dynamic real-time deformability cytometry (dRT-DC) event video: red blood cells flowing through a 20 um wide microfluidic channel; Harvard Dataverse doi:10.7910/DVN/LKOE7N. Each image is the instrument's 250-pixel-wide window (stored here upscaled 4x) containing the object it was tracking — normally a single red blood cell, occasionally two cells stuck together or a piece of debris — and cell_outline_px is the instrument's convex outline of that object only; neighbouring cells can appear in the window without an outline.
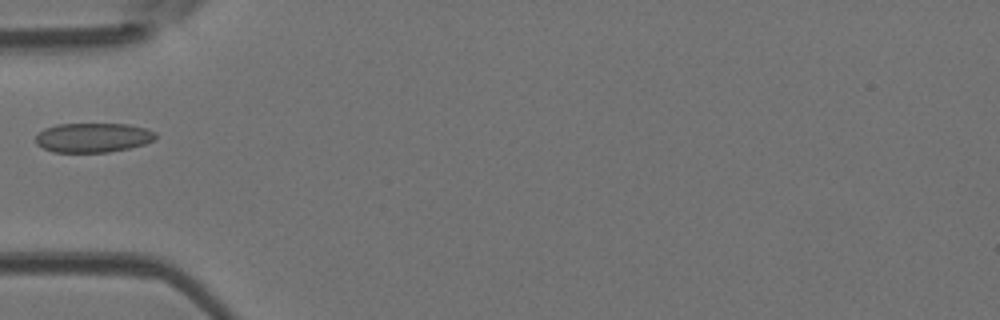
{"species": "Egyptian fruit bat (a non-hibernating species)", "species_latin": "Rousettus aegyptiacus", "temperature_condition": "room temperature", "stored_images_in_passage": 35, "camera_frame_rate_fps": 3000, "um_per_image_px": 0.085, "animal": {"sex": "female"}, "frame": {"image": 1, "passage_image": 1, "time_ms": 0.0, "image_size_px": [1000, 320], "cell_outline_px": [[156, 136], [152, 140], [144, 144], [128, 148], [108, 152], [52, 152], [36, 144], [36, 136], [44, 128], [56, 124], [128, 124], [144, 128], [156, 132]], "centroid_in_image_um": [7.88, 11.69], "position_along_channel_um": 77.1, "area_um2": 20.46}}
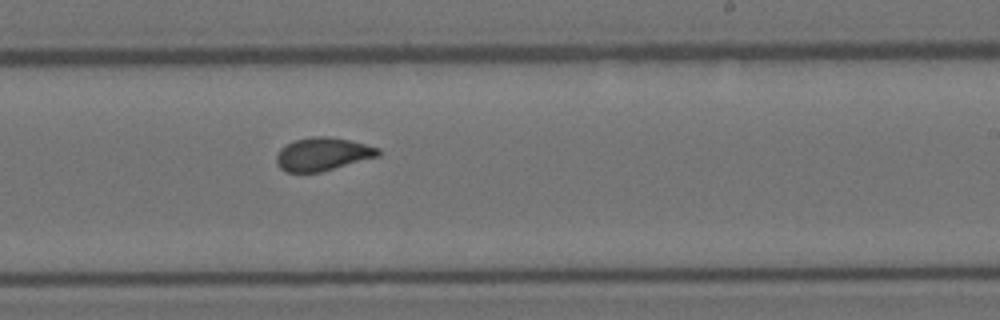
{"frame": {"image": 2, "passage_image": 15, "time_ms": 4.667, "image_size_px": [1000, 320], "cell_outline_px": [[380, 156], [320, 172], [288, 172], [280, 168], [276, 160], [276, 156], [280, 148], [292, 140], [312, 136], [328, 136], [348, 140], [380, 148]], "centroid_in_image_um": [27.41, 13.09], "position_along_channel_um": 261.6, "area_um2": 19.65}}
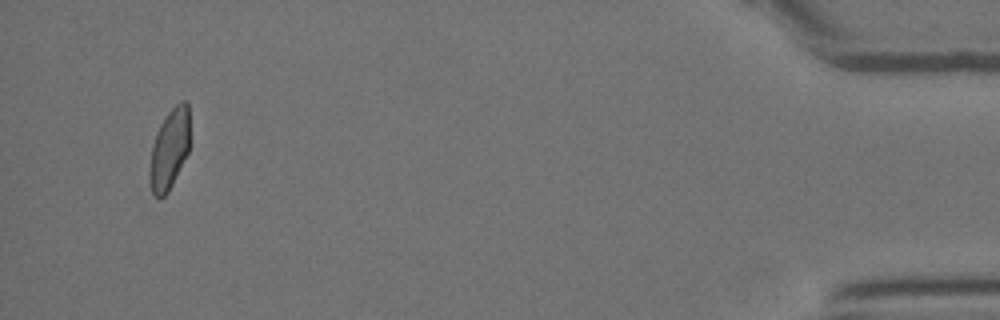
{"frame": {"image": 3, "passage_image": 33, "time_ms": 10.667, "image_size_px": [1000, 320], "cell_outline_px": [[188, 152], [168, 192], [160, 200], [152, 192], [148, 176], [148, 172], [152, 144], [156, 132], [160, 124], [168, 112], [180, 100], [184, 100], [188, 104]], "centroid_in_image_um": [14.36, 12.7], "position_along_channel_um": 420.8, "area_um2": 18.73}}